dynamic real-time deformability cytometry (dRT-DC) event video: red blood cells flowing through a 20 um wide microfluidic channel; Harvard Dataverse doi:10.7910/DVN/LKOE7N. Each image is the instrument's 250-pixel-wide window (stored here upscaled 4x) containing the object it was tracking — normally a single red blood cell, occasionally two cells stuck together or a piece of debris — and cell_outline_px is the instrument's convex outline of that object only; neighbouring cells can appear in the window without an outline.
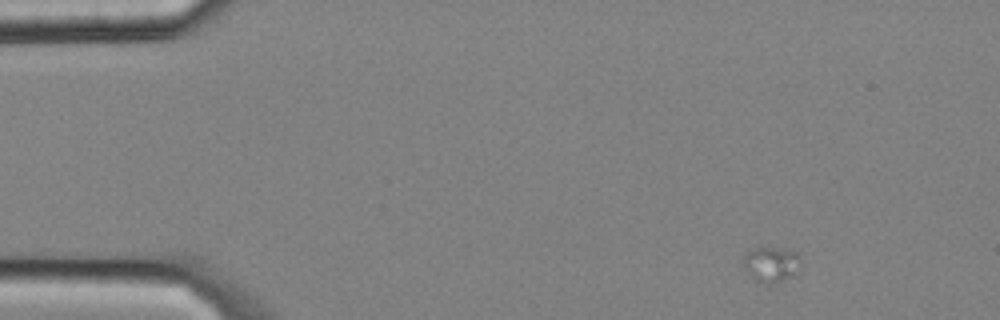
{"species": "common noctule bat (a hibernating species)", "species_latin": "Nyctalus noctula", "temperature_condition": "cold", "stored_images_in_passage": 4, "camera_frame_rate_fps": 3000, "um_per_image_px": 0.085, "animal": {"sex": "male", "body_mass_g": 20.4}, "frame": {"image": 1, "passage_image": 1, "time_ms": 0.0, "image_size_px": [1000, 320], "cell_outline_px": [[800, 256], [792, 272], [788, 276], [780, 280], [768, 284], [756, 280], [752, 276], [744, 264], [744, 256], [748, 252], [756, 248], [776, 248], [800, 252]], "centroid_in_image_um": [65.51, 22.42], "position_along_channel_um": 19.5, "area_um2": 10.81}}